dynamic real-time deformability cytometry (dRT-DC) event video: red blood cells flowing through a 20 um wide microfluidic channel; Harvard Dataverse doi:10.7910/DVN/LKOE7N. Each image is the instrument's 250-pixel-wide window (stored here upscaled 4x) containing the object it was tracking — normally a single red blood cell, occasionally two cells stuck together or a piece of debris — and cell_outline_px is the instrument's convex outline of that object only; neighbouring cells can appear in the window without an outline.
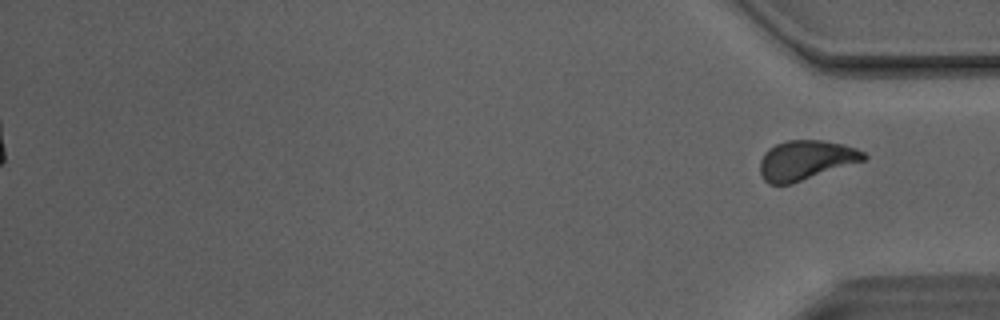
{"species": "Egyptian fruit bat (a non-hibernating species)", "species_latin": "Rousettus aegyptiacus", "temperature_condition": "room temperature", "stored_images_in_passage": 40, "segment_of_instrument_passage": [2, 2], "camera_frame_rate_fps": 3000, "um_per_image_px": 0.085, "animal": {"sex": "male"}, "frame": {"image": 1, "passage_image": 40, "time_ms": 13.0, "image_size_px": [1000, 320], "cell_outline_px": [[868, 156], [864, 160], [792, 184], [768, 184], [764, 180], [760, 172], [760, 160], [764, 152], [768, 148], [776, 144], [788, 140], [824, 140], [844, 144], [856, 148], [864, 152]], "centroid_in_image_um": [68.48, 13.61], "position_along_channel_um": 366.7, "area_um2": 23.99}}